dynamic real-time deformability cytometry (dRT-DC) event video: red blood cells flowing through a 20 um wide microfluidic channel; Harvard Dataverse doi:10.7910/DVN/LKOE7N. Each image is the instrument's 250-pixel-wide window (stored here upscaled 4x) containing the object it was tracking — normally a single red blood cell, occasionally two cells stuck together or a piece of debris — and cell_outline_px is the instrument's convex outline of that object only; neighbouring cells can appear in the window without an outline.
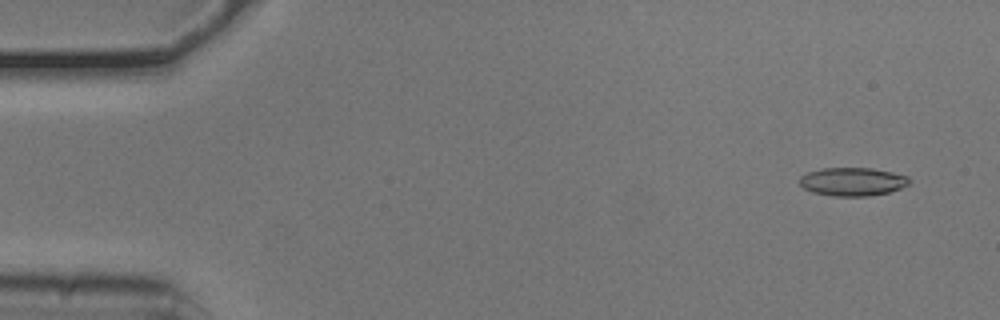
{"species": "common noctule bat (a hibernating species)", "species_latin": "Nyctalus noctula", "temperature_condition": "cold", "stored_images_in_passage": 53, "camera_frame_rate_fps": 3000, "um_per_image_px": 0.085, "animal": {"sex": "male", "body_mass_g": 20.5, "forearm_length_mm": 52.5}, "frame": {"image": 1, "passage_image": 4, "time_ms": 1.0, "image_size_px": [1000, 320], "cell_outline_px": [[912, 180], [908, 184], [900, 188], [888, 192], [868, 196], [832, 196], [812, 192], [804, 188], [800, 184], [800, 176], [808, 172], [820, 168], [872, 168], [892, 172], [908, 176]], "centroid_in_image_um": [72.46, 15.43], "position_along_channel_um": 12.5, "area_um2": 18.15}}
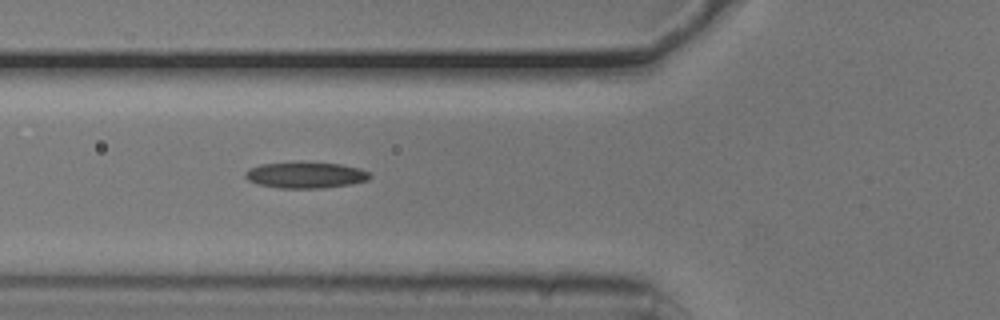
{"frame": {"image": 2, "passage_image": 20, "time_ms": 6.333, "image_size_px": [1000, 320], "cell_outline_px": [[372, 176], [368, 180], [352, 184], [324, 188], [276, 188], [256, 184], [248, 180], [244, 176], [244, 172], [248, 168], [260, 164], [300, 160], [340, 164], [360, 168], [368, 172]], "centroid_in_image_um": [25.93, 14.85], "position_along_channel_um": 99.9, "area_um2": 19.77}}
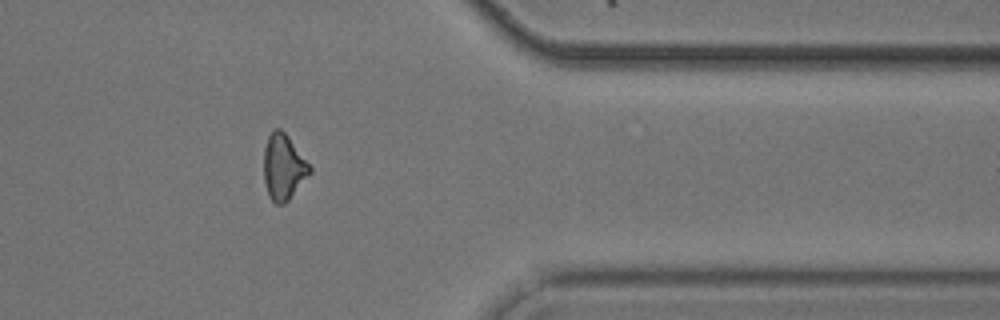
{"frame": {"image": 3, "passage_image": 44, "time_ms": 14.333, "image_size_px": [1000, 320], "cell_outline_px": [[312, 172], [288, 200], [284, 204], [276, 204], [268, 196], [264, 184], [264, 148], [268, 136], [272, 128], [280, 128], [288, 136], [312, 168]], "centroid_in_image_um": [24.08, 14.2], "position_along_channel_um": 387.3, "area_um2": 17.63}}